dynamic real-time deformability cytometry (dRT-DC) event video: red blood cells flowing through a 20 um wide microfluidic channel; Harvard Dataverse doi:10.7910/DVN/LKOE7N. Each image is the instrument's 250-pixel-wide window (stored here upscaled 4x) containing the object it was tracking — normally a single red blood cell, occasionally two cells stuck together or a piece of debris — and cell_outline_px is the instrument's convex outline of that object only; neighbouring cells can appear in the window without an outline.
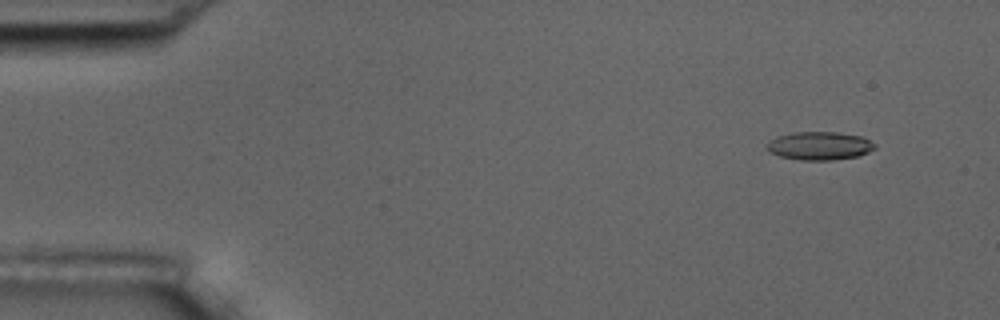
{"species": "common noctule bat (a hibernating species)", "species_latin": "Nyctalus noctula", "temperature_condition": "room temperature", "stored_images_in_passage": 5, "camera_frame_rate_fps": 3000, "um_per_image_px": 0.085, "animal": {"sex": "male", "body_mass_g": 17.5, "forearm_length_mm": 52.3}, "frame": {"image": 1, "passage_image": 1, "time_ms": 0.0, "image_size_px": [1000, 320], "cell_outline_px": [[876, 148], [868, 152], [856, 156], [832, 160], [800, 160], [780, 156], [768, 152], [768, 144], [776, 136], [792, 132], [836, 132], [864, 136], [876, 144]], "centroid_in_image_um": [69.69, 12.38], "position_along_channel_um": 15.3, "area_um2": 17.8}}
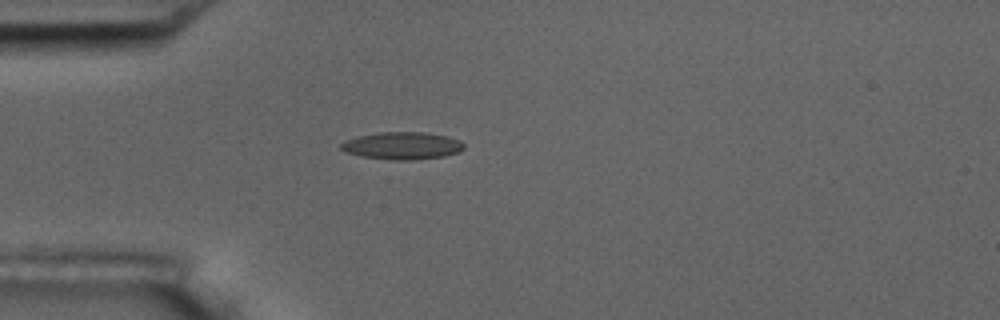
{"frame": {"image": 2, "passage_image": 4, "time_ms": 1.0, "image_size_px": [1000, 320], "cell_outline_px": [[464, 148], [460, 152], [444, 156], [412, 160], [396, 160], [360, 156], [344, 152], [340, 148], [340, 144], [344, 140], [356, 136], [380, 132], [424, 132], [448, 136], [460, 140], [464, 144]], "centroid_in_image_um": [34.17, 12.38], "position_along_channel_um": 50.8, "area_um2": 19.83}}